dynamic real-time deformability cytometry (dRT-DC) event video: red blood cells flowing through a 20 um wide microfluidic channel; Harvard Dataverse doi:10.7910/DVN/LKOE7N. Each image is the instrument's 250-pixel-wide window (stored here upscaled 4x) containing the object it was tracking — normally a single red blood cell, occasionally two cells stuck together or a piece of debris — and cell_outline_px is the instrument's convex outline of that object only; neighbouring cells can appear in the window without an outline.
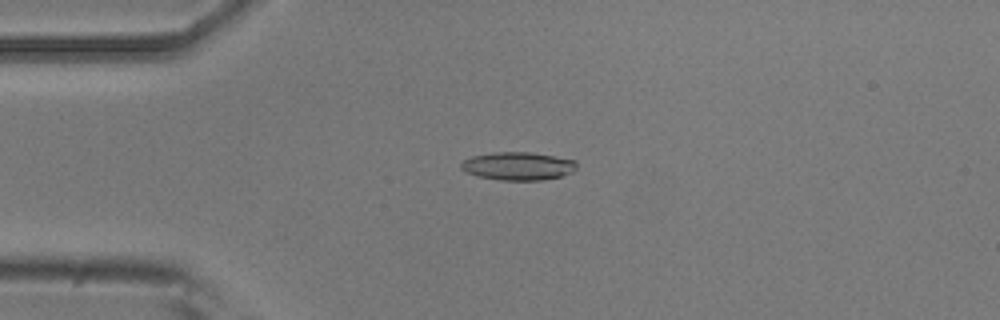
{"species": "common noctule bat (a hibernating species)", "species_latin": "Nyctalus noctula", "temperature_condition": "room temperature", "stored_images_in_passage": 23, "camera_frame_rate_fps": 3000, "um_per_image_px": 0.085, "animal": {"sex": "male", "body_mass_g": 20.5, "forearm_length_mm": 52.5}, "frame": {"image": 1, "passage_image": 1, "time_ms": 0.0, "image_size_px": [1000, 320], "cell_outline_px": [[576, 168], [572, 172], [560, 176], [540, 180], [500, 180], [476, 176], [460, 168], [460, 164], [464, 160], [472, 156], [492, 152], [528, 152], [576, 160]], "centroid_in_image_um": [44.0, 14.11], "position_along_channel_um": 41.0, "area_um2": 18.79}}
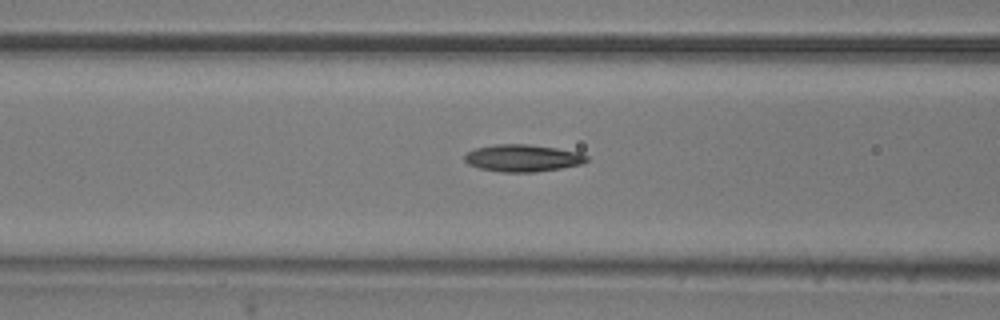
{"frame": {"image": 2, "passage_image": 9, "time_ms": 2.667, "image_size_px": [1000, 320], "cell_outline_px": [[588, 160], [580, 164], [560, 168], [536, 172], [500, 172], [480, 168], [468, 164], [464, 160], [464, 156], [468, 152], [476, 148], [496, 144], [528, 144], [556, 148], [580, 152], [588, 156]], "centroid_in_image_um": [44.43, 13.43], "position_along_channel_um": 122.2, "area_um2": 19.25}}
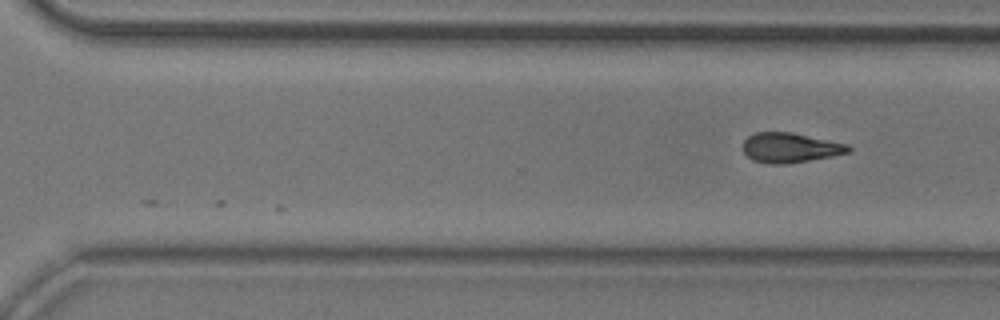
{"frame": {"image": 3, "passage_image": 23, "time_ms": 7.333, "image_size_px": [1000, 320], "cell_outline_px": [[852, 148], [848, 152], [832, 156], [784, 164], [768, 164], [752, 160], [744, 152], [744, 140], [748, 136], [756, 132], [792, 132], [848, 144]], "centroid_in_image_um": [67.15, 12.55], "position_along_channel_um": 303.4, "area_um2": 18.21}}